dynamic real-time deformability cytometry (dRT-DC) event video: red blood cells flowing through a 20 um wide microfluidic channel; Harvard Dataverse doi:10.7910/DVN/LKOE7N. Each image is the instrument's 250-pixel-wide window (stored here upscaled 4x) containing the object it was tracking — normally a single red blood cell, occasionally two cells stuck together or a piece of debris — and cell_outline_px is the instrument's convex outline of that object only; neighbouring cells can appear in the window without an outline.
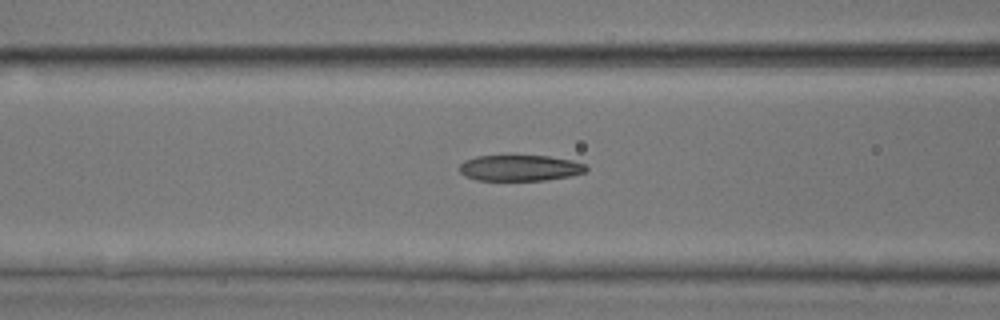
{"species": "common noctule bat (a hibernating species)", "species_latin": "Nyctalus noctula", "temperature_condition": "room temperature", "stored_images_in_passage": 45, "camera_frame_rate_fps": 3000, "um_per_image_px": 0.085, "animal": {"sex": "male", "body_mass_g": 17.9, "forearm_length_mm": 54.2}, "frame": {"image": 1, "passage_image": 23, "time_ms": 7.333, "image_size_px": [1000, 320], "cell_outline_px": [[588, 168], [584, 172], [572, 176], [544, 180], [476, 180], [464, 176], [460, 172], [460, 164], [464, 160], [476, 156], [548, 156], [572, 160], [584, 164]], "centroid_in_image_um": [44.18, 14.28], "position_along_channel_um": 122.4, "area_um2": 19.13}}
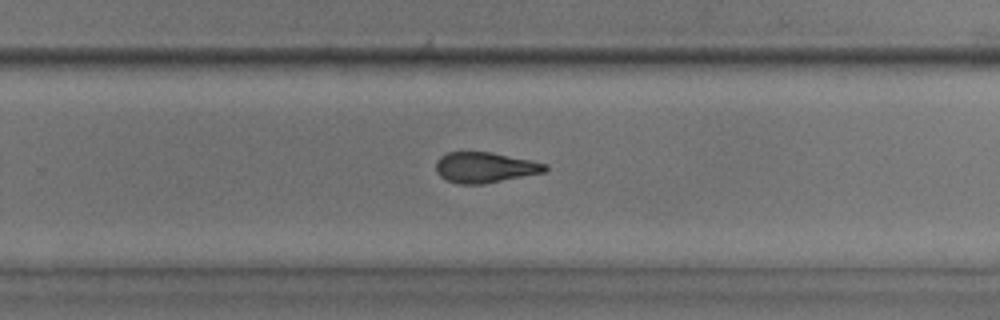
{"frame": {"image": 2, "passage_image": 36, "time_ms": 11.667, "image_size_px": [1000, 320], "cell_outline_px": [[548, 168], [544, 172], [484, 184], [460, 184], [448, 180], [440, 176], [436, 172], [436, 160], [440, 156], [448, 152], [492, 152], [548, 164]], "centroid_in_image_um": [41.2, 14.23], "position_along_channel_um": 288.6, "area_um2": 19.36}}
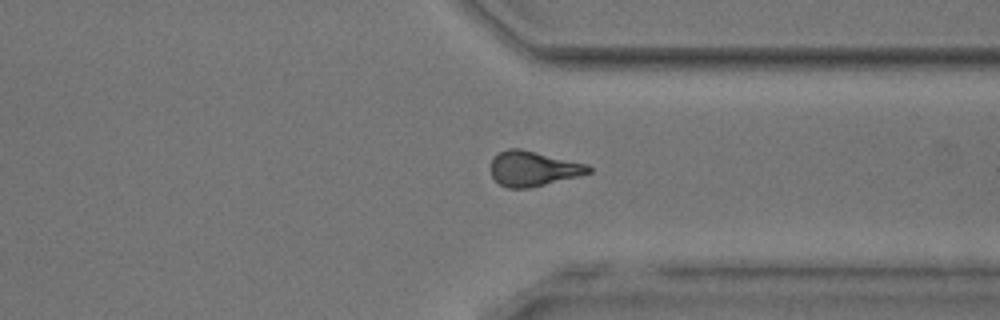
{"frame": {"image": 3, "passage_image": 42, "time_ms": 13.667, "image_size_px": [1000, 320], "cell_outline_px": [[592, 172], [580, 176], [528, 188], [508, 188], [500, 184], [492, 176], [492, 160], [500, 152], [508, 148], [520, 148], [588, 164], [592, 168]], "centroid_in_image_um": [45.36, 14.33], "position_along_channel_um": 366.0, "area_um2": 19.83}}